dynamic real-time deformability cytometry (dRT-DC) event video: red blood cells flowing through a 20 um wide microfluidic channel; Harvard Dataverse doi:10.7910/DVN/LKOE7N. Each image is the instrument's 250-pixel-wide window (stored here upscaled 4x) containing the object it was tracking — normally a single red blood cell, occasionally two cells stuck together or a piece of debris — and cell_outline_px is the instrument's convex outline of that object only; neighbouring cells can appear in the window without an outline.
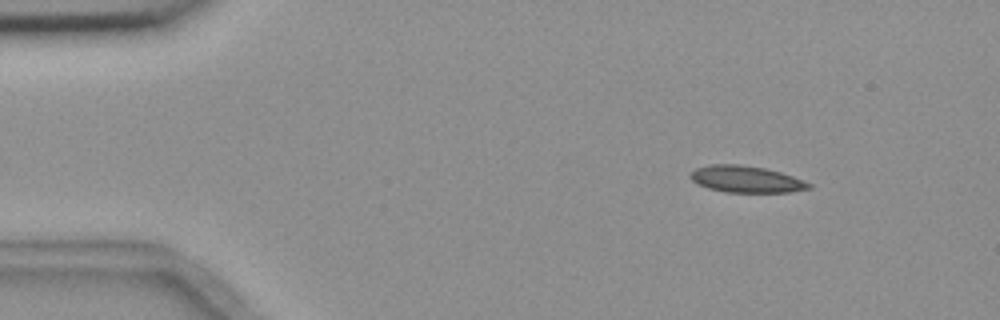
{"species": "common noctule bat (a hibernating species)", "species_latin": "Nyctalus noctula", "temperature_condition": "room temperature", "stored_images_in_passage": 7, "camera_frame_rate_fps": 3000, "um_per_image_px": 0.085, "animal": {"sex": "female", "body_mass_g": 18.4}, "frame": {"image": 1, "passage_image": 2, "time_ms": 1.0, "image_size_px": [1000, 320], "cell_outline_px": [[812, 188], [788, 192], [724, 192], [708, 188], [696, 184], [688, 176], [696, 168], [712, 164], [740, 164], [764, 168], [780, 172], [792, 176], [812, 184]], "centroid_in_image_um": [63.39, 15.23], "position_along_channel_um": 21.6, "area_um2": 18.38}}
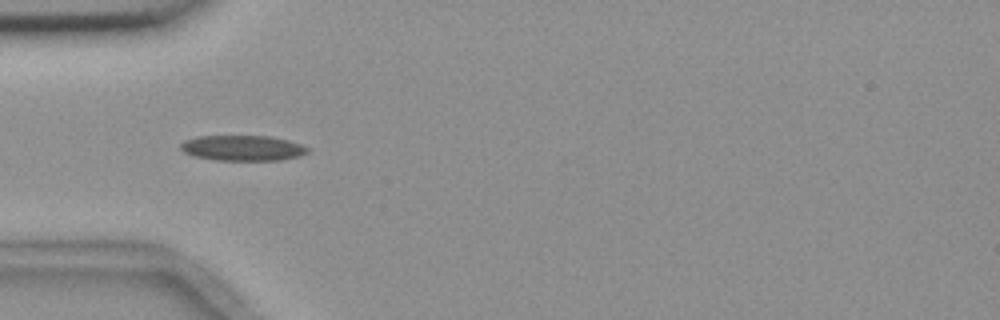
{"frame": {"image": 2, "passage_image": 5, "time_ms": 4.333, "image_size_px": [1000, 320], "cell_outline_px": [[308, 152], [300, 156], [280, 160], [216, 160], [196, 156], [184, 152], [180, 148], [180, 144], [184, 140], [200, 136], [268, 136], [288, 140], [300, 144], [308, 148]], "centroid_in_image_um": [20.62, 12.58], "position_along_channel_um": 64.4, "area_um2": 18.67}}
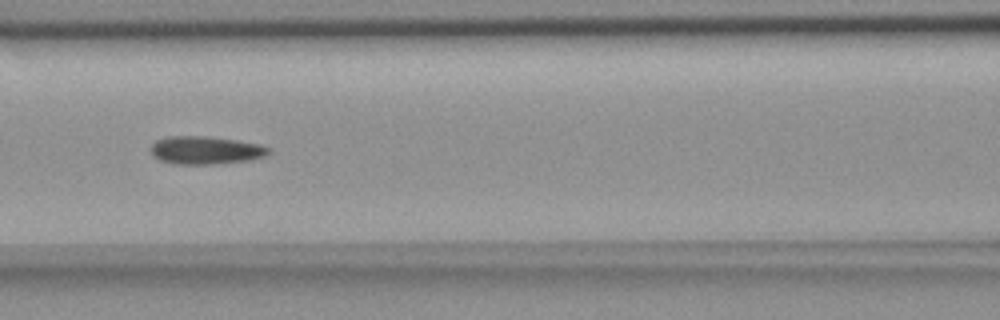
{"frame": {"image": 3, "passage_image": 7, "time_ms": 6.667, "image_size_px": [1000, 320], "cell_outline_px": [[272, 152], [264, 156], [248, 160], [208, 164], [176, 164], [160, 160], [152, 156], [152, 144], [156, 140], [168, 136], [204, 136], [236, 140], [260, 144], [268, 148]], "centroid_in_image_um": [17.46, 12.76], "position_along_channel_um": 149.1, "area_um2": 19.02}}